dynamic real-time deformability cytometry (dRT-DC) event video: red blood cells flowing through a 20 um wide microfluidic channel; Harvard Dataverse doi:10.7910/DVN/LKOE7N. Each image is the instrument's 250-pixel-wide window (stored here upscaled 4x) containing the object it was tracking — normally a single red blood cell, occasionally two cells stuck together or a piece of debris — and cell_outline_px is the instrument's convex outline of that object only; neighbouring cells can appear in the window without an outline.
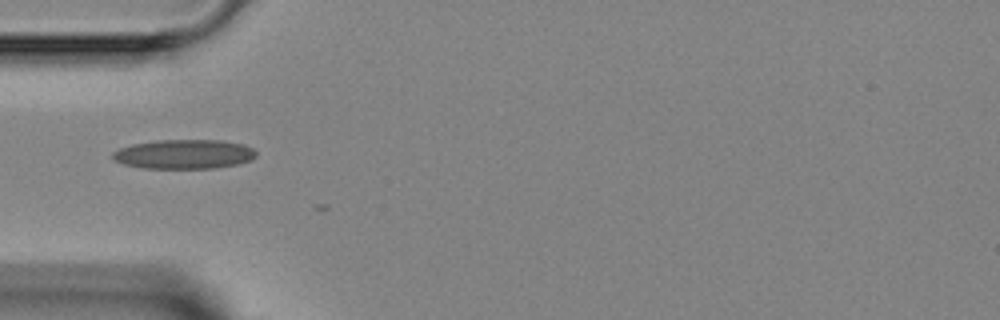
{"species": "Egyptian fruit bat (a non-hibernating species)", "species_latin": "Rousettus aegyptiacus", "temperature_condition": "room temperature", "stored_images_in_passage": 5, "camera_frame_rate_fps": 3000, "um_per_image_px": 0.085, "animal": {"sex": "female"}, "frame": {"image": 1, "passage_image": 5, "time_ms": 4.667, "image_size_px": [1000, 320], "cell_outline_px": [[256, 156], [252, 160], [236, 164], [212, 168], [140, 168], [124, 164], [112, 160], [112, 152], [120, 148], [132, 144], [156, 140], [220, 140], [244, 144], [252, 148], [256, 152]], "centroid_in_image_um": [15.62, 13.1], "position_along_channel_um": 69.4, "area_um2": 24.62}}